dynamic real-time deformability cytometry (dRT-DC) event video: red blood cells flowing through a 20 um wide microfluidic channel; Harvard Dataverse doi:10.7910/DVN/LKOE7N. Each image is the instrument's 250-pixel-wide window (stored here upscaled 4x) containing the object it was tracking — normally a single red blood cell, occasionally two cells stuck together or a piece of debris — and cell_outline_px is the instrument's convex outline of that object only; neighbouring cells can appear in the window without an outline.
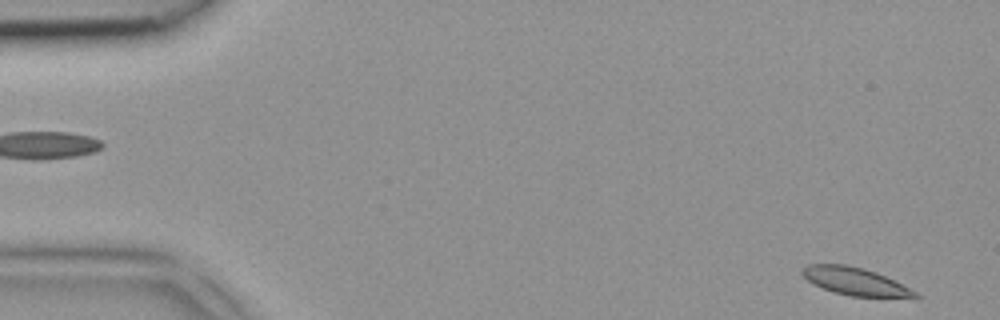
{"species": "common noctule bat (a hibernating species)", "species_latin": "Nyctalus noctula", "temperature_condition": "room temperature", "stored_images_in_passage": 5, "camera_frame_rate_fps": 3000, "um_per_image_px": 0.085, "animal": {"sex": "female", "body_mass_g": 18.4}, "frame": {"image": 1, "passage_image": 5, "time_ms": 1.333, "image_size_px": [1000, 320], "cell_outline_px": [[920, 296], [852, 296], [832, 292], [812, 284], [800, 272], [800, 268], [808, 264], [848, 264], [864, 268], [876, 272], [916, 292]], "centroid_in_image_um": [72.54, 23.88], "position_along_channel_um": 12.5, "area_um2": 17.8}}